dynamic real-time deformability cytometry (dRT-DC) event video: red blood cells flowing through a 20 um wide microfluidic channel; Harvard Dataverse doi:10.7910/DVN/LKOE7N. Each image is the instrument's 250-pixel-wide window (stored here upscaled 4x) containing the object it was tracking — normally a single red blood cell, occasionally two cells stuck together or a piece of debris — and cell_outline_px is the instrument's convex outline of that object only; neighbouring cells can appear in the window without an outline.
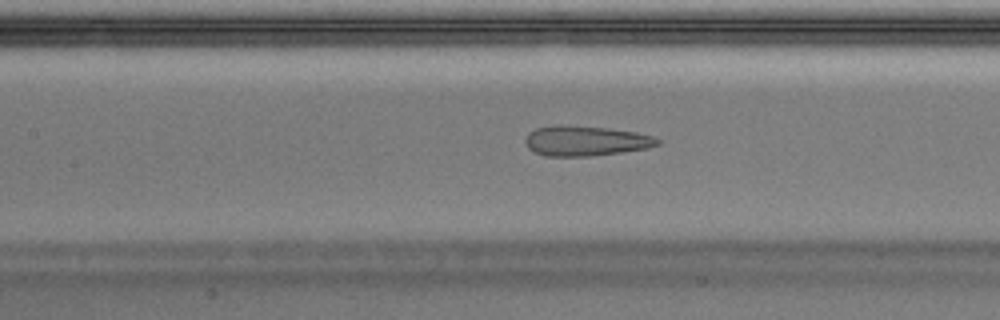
{"species": "Egyptian fruit bat (a non-hibernating species)", "species_latin": "Rousettus aegyptiacus", "temperature_condition": "warm", "stored_images_in_passage": 50, "camera_frame_rate_fps": 3000, "um_per_image_px": 0.085, "animal": {"sex": "male"}, "frame": {"image": 1, "passage_image": 23, "time_ms": 7.333, "image_size_px": [1000, 320], "cell_outline_px": [[660, 144], [648, 148], [592, 156], [544, 156], [528, 148], [524, 140], [528, 132], [536, 128], [560, 124], [608, 128], [636, 132], [652, 136], [660, 140]], "centroid_in_image_um": [49.75, 11.97], "position_along_channel_um": 157.6, "area_um2": 23.24}}
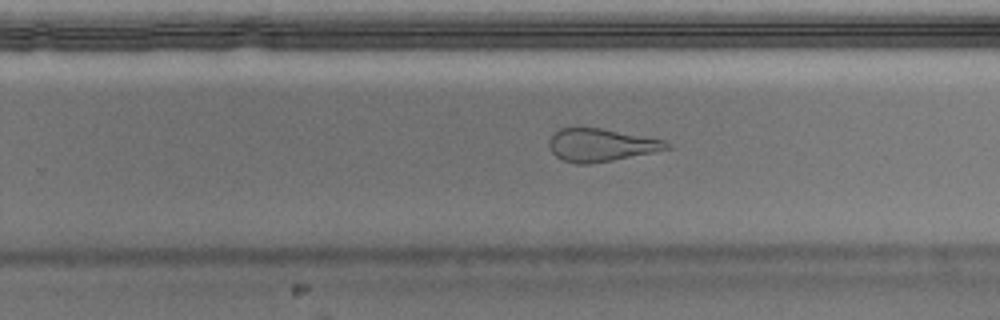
{"frame": {"image": 2, "passage_image": 32, "time_ms": 10.333, "image_size_px": [1000, 320], "cell_outline_px": [[672, 148], [592, 164], [576, 164], [564, 160], [556, 156], [552, 152], [548, 144], [548, 140], [560, 128], [600, 128], [664, 140], [672, 144]], "centroid_in_image_um": [51.08, 12.33], "position_along_channel_um": 278.7, "area_um2": 22.25}}
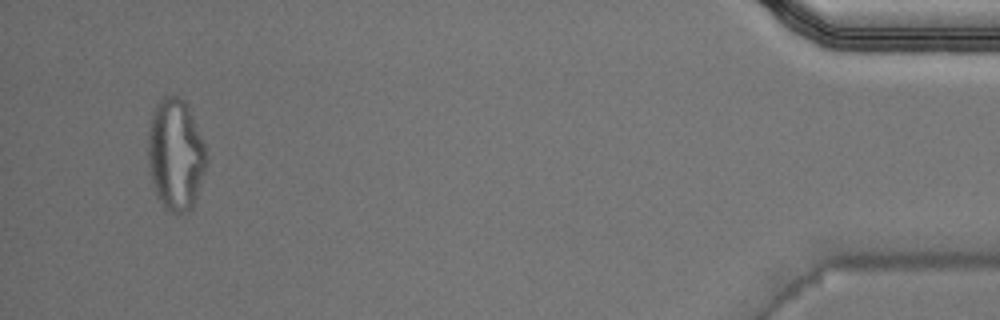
{"frame": {"image": 3, "passage_image": 48, "time_ms": 15.667, "image_size_px": [1000, 320], "cell_outline_px": [[208, 160], [192, 208], [176, 216], [164, 208], [156, 196], [152, 180], [148, 160], [148, 132], [152, 112], [156, 104], [164, 96], [176, 96], [184, 100], [188, 108], [204, 144]], "centroid_in_image_um": [14.91, 13.17], "position_along_channel_um": 420.3, "area_um2": 37.8}, "authors_computed_cell_mechanics": {"area_um2": 27.4839, "velocity_mm_per_s": 4.0446, "shape_relaxation_time_tau1_ms": null, "shape_relaxation_time_tau2_ms": 1.5416, "deformation_change_tau1": null, "deformation_change_tau2": 0.1192}}